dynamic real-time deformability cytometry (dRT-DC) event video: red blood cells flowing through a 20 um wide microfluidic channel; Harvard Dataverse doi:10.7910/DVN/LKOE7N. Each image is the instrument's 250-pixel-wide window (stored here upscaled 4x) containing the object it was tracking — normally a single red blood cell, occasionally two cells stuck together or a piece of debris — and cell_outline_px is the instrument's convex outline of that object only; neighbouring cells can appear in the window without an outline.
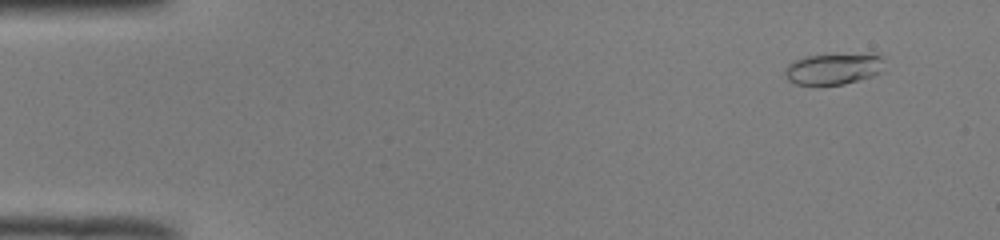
{"species": "common noctule bat (a hibernating species)", "species_latin": "Nyctalus noctula", "temperature_condition": "room temperature", "stored_images_in_passage": 51, "camera_frame_rate_fps": 3000, "um_per_image_px": 0.085, "animal": {"sex": "male", "body_mass_g": 19.0, "forearm_length_mm": 50.8}, "frame": {"image": 1, "passage_image": 4, "time_ms": 1.0, "image_size_px": [1000, 240], "cell_outline_px": [[884, 72], [872, 76], [844, 84], [796, 84], [788, 80], [784, 72], [788, 64], [796, 60], [808, 56], [880, 56]], "centroid_in_image_um": [70.79, 5.9], "position_along_channel_um": 14.2, "area_um2": 17.11}}
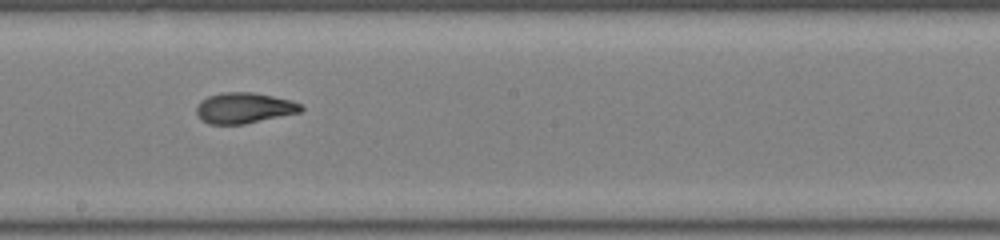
{"frame": {"image": 2, "passage_image": 29, "time_ms": 9.333, "image_size_px": [1000, 240], "cell_outline_px": [[304, 108], [300, 112], [244, 124], [208, 124], [196, 112], [196, 108], [208, 96], [224, 92], [252, 92], [292, 100], [300, 104]], "centroid_in_image_um": [20.78, 9.17], "position_along_channel_um": 227.4, "area_um2": 18.38}}
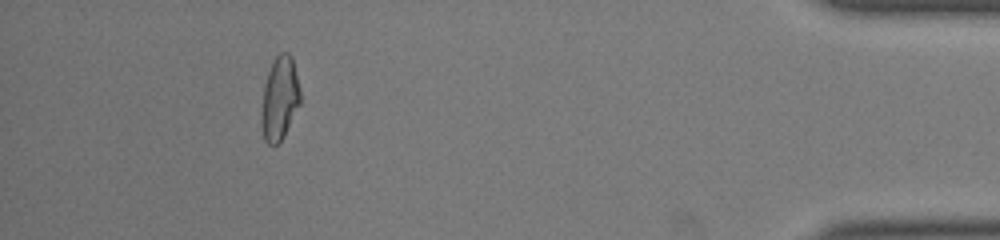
{"frame": {"image": 3, "passage_image": 47, "time_ms": 15.333, "image_size_px": [1000, 240], "cell_outline_px": [[300, 104], [284, 136], [276, 144], [268, 144], [264, 140], [260, 120], [260, 116], [264, 84], [268, 72], [276, 56], [280, 52], [288, 52], [292, 56], [300, 88]], "centroid_in_image_um": [23.76, 8.37], "position_along_channel_um": 411.4, "area_um2": 19.02}}